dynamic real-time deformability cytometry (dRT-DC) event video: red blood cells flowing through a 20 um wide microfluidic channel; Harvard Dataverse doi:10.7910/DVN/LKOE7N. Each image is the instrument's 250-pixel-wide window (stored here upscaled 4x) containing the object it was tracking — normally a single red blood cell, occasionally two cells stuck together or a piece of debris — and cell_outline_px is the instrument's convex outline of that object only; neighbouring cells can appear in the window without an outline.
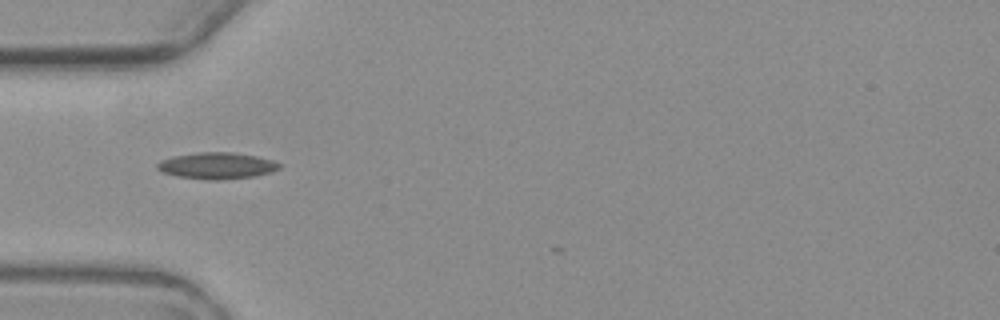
{"species": "common noctule bat (a hibernating species)", "species_latin": "Nyctalus noctula", "temperature_condition": "warm", "stored_images_in_passage": 2, "camera_frame_rate_fps": 3000, "um_per_image_px": 0.085, "animal": {"sex": "female", "body_mass_g": 19.3, "forearm_length_mm": 54.1}, "frame": {"image": 1, "passage_image": 1, "time_ms": 0.0, "image_size_px": [1000, 320], "cell_outline_px": [[280, 168], [272, 172], [256, 176], [220, 180], [208, 180], [176, 176], [160, 172], [156, 168], [156, 164], [160, 160], [172, 156], [196, 152], [232, 152], [256, 156], [272, 160], [280, 164]], "centroid_in_image_um": [18.39, 14.09], "position_along_channel_um": 66.6, "area_um2": 19.07}}